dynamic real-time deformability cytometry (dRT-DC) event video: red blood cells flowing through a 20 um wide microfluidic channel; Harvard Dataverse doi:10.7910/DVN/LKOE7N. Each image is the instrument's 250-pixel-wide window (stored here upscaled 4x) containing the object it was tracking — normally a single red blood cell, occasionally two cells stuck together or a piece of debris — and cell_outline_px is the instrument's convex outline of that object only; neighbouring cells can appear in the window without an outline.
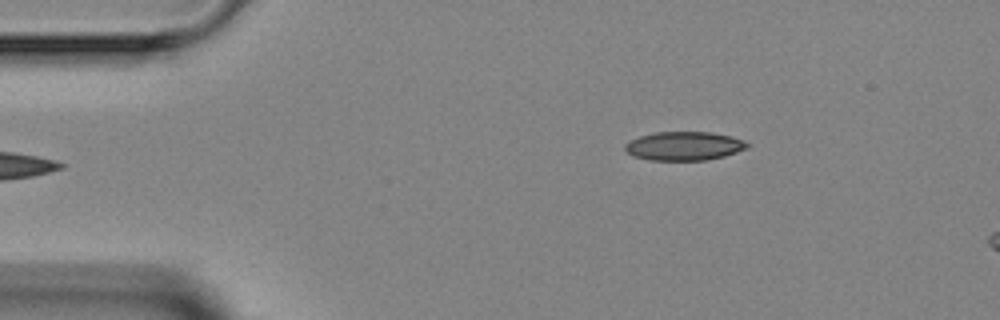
{"species": "Egyptian fruit bat (a non-hibernating species)", "species_latin": "Rousettus aegyptiacus", "temperature_condition": "room temperature", "stored_images_in_passage": 2, "camera_frame_rate_fps": 3000, "um_per_image_px": 0.085, "animal": {"sex": "female"}, "frame": {"image": 1, "passage_image": 2, "time_ms": 1.0, "image_size_px": [1000, 320], "cell_outline_px": [[748, 148], [724, 156], [704, 160], [648, 160], [632, 156], [624, 148], [624, 144], [640, 136], [656, 132], [712, 132], [744, 140], [748, 144]], "centroid_in_image_um": [58.13, 12.41], "position_along_channel_um": 26.9, "area_um2": 20.35}}